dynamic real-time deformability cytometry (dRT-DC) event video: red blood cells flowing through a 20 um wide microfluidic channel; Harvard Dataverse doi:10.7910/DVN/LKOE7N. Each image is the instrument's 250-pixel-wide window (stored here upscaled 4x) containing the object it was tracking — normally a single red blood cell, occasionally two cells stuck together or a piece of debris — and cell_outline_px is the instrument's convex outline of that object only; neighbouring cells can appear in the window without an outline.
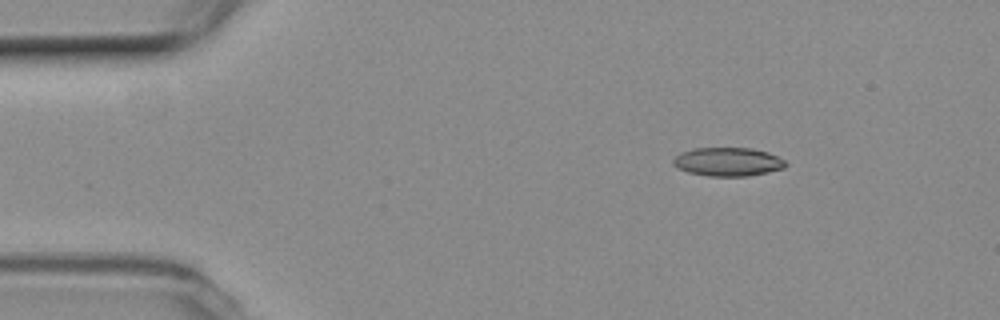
{"species": "common noctule bat (a hibernating species)", "species_latin": "Nyctalus noctula", "temperature_condition": "room temperature", "stored_images_in_passage": 48, "camera_frame_rate_fps": 3000, "um_per_image_px": 0.085, "animal": {"sex": "female", "body_mass_g": 19.3, "forearm_length_mm": 54.1}, "frame": {"image": 1, "passage_image": 1, "time_ms": 0.0, "image_size_px": [1000, 320], "cell_outline_px": [[788, 164], [784, 168], [748, 176], [708, 176], [688, 172], [672, 164], [672, 160], [676, 156], [692, 148], [752, 148], [768, 152], [784, 160]], "centroid_in_image_um": [61.88, 13.75], "position_along_channel_um": 23.1, "area_um2": 18.61}}
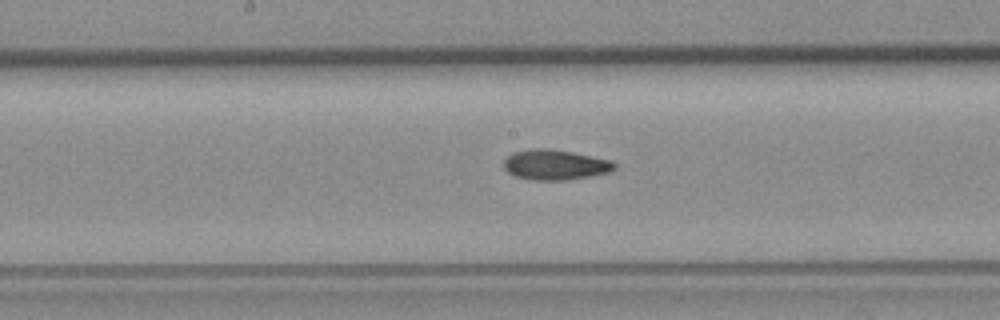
{"frame": {"image": 2, "passage_image": 21, "time_ms": 6.667, "image_size_px": [1000, 320], "cell_outline_px": [[616, 168], [612, 172], [592, 176], [568, 180], [532, 180], [516, 176], [508, 172], [504, 168], [504, 160], [512, 152], [528, 148], [548, 148], [572, 152], [612, 160], [616, 164]], "centroid_in_image_um": [47.21, 14.0], "position_along_channel_um": 201.0, "area_um2": 19.77}}
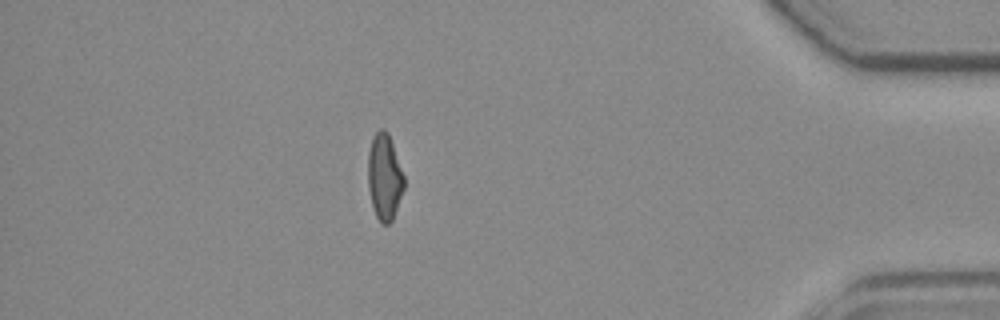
{"frame": {"image": 3, "passage_image": 41, "time_ms": 13.333, "image_size_px": [1000, 320], "cell_outline_px": [[404, 188], [392, 220], [388, 224], [380, 224], [376, 216], [372, 204], [368, 188], [368, 152], [372, 136], [380, 128], [384, 128], [388, 132], [404, 176]], "centroid_in_image_um": [32.66, 15.02], "position_along_channel_um": 402.5, "area_um2": 18.09}, "authors_computed_cell_mechanics": {"area_um2": 18.7272, "velocity_mm_per_s": 3.7442, "shape_relaxation_time_tau1_ms": null, "shape_relaxation_time_tau2_ms": 3.1257, "deformation_change_tau1": null, "deformation_change_tau2": 0.1}}